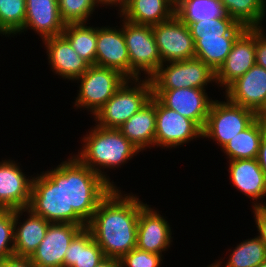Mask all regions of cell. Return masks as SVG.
Listing matches in <instances>:
<instances>
[{
	"mask_svg": "<svg viewBox=\"0 0 266 267\" xmlns=\"http://www.w3.org/2000/svg\"><path fill=\"white\" fill-rule=\"evenodd\" d=\"M112 190L99 202L87 229L105 257L121 259L136 248L140 209L145 205L135 194Z\"/></svg>",
	"mask_w": 266,
	"mask_h": 267,
	"instance_id": "1",
	"label": "cell"
},
{
	"mask_svg": "<svg viewBox=\"0 0 266 267\" xmlns=\"http://www.w3.org/2000/svg\"><path fill=\"white\" fill-rule=\"evenodd\" d=\"M68 160V161H67ZM112 187L74 155L64 161L65 223L87 227Z\"/></svg>",
	"mask_w": 266,
	"mask_h": 267,
	"instance_id": "2",
	"label": "cell"
},
{
	"mask_svg": "<svg viewBox=\"0 0 266 267\" xmlns=\"http://www.w3.org/2000/svg\"><path fill=\"white\" fill-rule=\"evenodd\" d=\"M82 139L83 148L74 156L102 177L112 188H119L110 181L104 169L119 168V166L121 168V165L128 163V160L141 151L115 128L96 125Z\"/></svg>",
	"mask_w": 266,
	"mask_h": 267,
	"instance_id": "3",
	"label": "cell"
},
{
	"mask_svg": "<svg viewBox=\"0 0 266 267\" xmlns=\"http://www.w3.org/2000/svg\"><path fill=\"white\" fill-rule=\"evenodd\" d=\"M184 23L193 37L195 58L203 61L215 73L224 64L236 39L247 29L227 14L210 20Z\"/></svg>",
	"mask_w": 266,
	"mask_h": 267,
	"instance_id": "4",
	"label": "cell"
},
{
	"mask_svg": "<svg viewBox=\"0 0 266 267\" xmlns=\"http://www.w3.org/2000/svg\"><path fill=\"white\" fill-rule=\"evenodd\" d=\"M141 79L142 77L127 79L111 99L93 116L97 123L95 125L118 129L143 108L151 100L153 91L150 79Z\"/></svg>",
	"mask_w": 266,
	"mask_h": 267,
	"instance_id": "5",
	"label": "cell"
},
{
	"mask_svg": "<svg viewBox=\"0 0 266 267\" xmlns=\"http://www.w3.org/2000/svg\"><path fill=\"white\" fill-rule=\"evenodd\" d=\"M28 209L50 223H65L64 161L33 177Z\"/></svg>",
	"mask_w": 266,
	"mask_h": 267,
	"instance_id": "6",
	"label": "cell"
},
{
	"mask_svg": "<svg viewBox=\"0 0 266 267\" xmlns=\"http://www.w3.org/2000/svg\"><path fill=\"white\" fill-rule=\"evenodd\" d=\"M119 17L123 19L120 25L129 54L130 79L140 78L143 72L144 78H150L162 64L152 26L127 21L121 15Z\"/></svg>",
	"mask_w": 266,
	"mask_h": 267,
	"instance_id": "7",
	"label": "cell"
},
{
	"mask_svg": "<svg viewBox=\"0 0 266 267\" xmlns=\"http://www.w3.org/2000/svg\"><path fill=\"white\" fill-rule=\"evenodd\" d=\"M225 100H213L202 130V138H211L221 149L258 117L253 110Z\"/></svg>",
	"mask_w": 266,
	"mask_h": 267,
	"instance_id": "8",
	"label": "cell"
},
{
	"mask_svg": "<svg viewBox=\"0 0 266 267\" xmlns=\"http://www.w3.org/2000/svg\"><path fill=\"white\" fill-rule=\"evenodd\" d=\"M127 79L115 69L89 66L88 70L75 80L80 81V87L74 106L78 109L87 108L94 116Z\"/></svg>",
	"mask_w": 266,
	"mask_h": 267,
	"instance_id": "9",
	"label": "cell"
},
{
	"mask_svg": "<svg viewBox=\"0 0 266 267\" xmlns=\"http://www.w3.org/2000/svg\"><path fill=\"white\" fill-rule=\"evenodd\" d=\"M149 79L152 90L205 89L209 83H216V73L203 61L192 58L163 63Z\"/></svg>",
	"mask_w": 266,
	"mask_h": 267,
	"instance_id": "10",
	"label": "cell"
},
{
	"mask_svg": "<svg viewBox=\"0 0 266 267\" xmlns=\"http://www.w3.org/2000/svg\"><path fill=\"white\" fill-rule=\"evenodd\" d=\"M163 63L195 58V44L189 27L176 14L168 21L152 26Z\"/></svg>",
	"mask_w": 266,
	"mask_h": 267,
	"instance_id": "11",
	"label": "cell"
},
{
	"mask_svg": "<svg viewBox=\"0 0 266 267\" xmlns=\"http://www.w3.org/2000/svg\"><path fill=\"white\" fill-rule=\"evenodd\" d=\"M200 137L202 129L193 120L165 107L156 98L155 146L172 149Z\"/></svg>",
	"mask_w": 266,
	"mask_h": 267,
	"instance_id": "12",
	"label": "cell"
},
{
	"mask_svg": "<svg viewBox=\"0 0 266 267\" xmlns=\"http://www.w3.org/2000/svg\"><path fill=\"white\" fill-rule=\"evenodd\" d=\"M152 91L153 96L165 107L193 120L203 130L213 102L212 98L210 99L207 92H205L206 89L181 88Z\"/></svg>",
	"mask_w": 266,
	"mask_h": 267,
	"instance_id": "13",
	"label": "cell"
},
{
	"mask_svg": "<svg viewBox=\"0 0 266 267\" xmlns=\"http://www.w3.org/2000/svg\"><path fill=\"white\" fill-rule=\"evenodd\" d=\"M83 229L70 223H50L44 239L30 256L35 267H63L65 251Z\"/></svg>",
	"mask_w": 266,
	"mask_h": 267,
	"instance_id": "14",
	"label": "cell"
},
{
	"mask_svg": "<svg viewBox=\"0 0 266 267\" xmlns=\"http://www.w3.org/2000/svg\"><path fill=\"white\" fill-rule=\"evenodd\" d=\"M225 98L257 115L266 107V69L252 66L225 89Z\"/></svg>",
	"mask_w": 266,
	"mask_h": 267,
	"instance_id": "15",
	"label": "cell"
},
{
	"mask_svg": "<svg viewBox=\"0 0 266 267\" xmlns=\"http://www.w3.org/2000/svg\"><path fill=\"white\" fill-rule=\"evenodd\" d=\"M21 169L11 159L0 161V210L28 208L33 177L29 179Z\"/></svg>",
	"mask_w": 266,
	"mask_h": 267,
	"instance_id": "16",
	"label": "cell"
},
{
	"mask_svg": "<svg viewBox=\"0 0 266 267\" xmlns=\"http://www.w3.org/2000/svg\"><path fill=\"white\" fill-rule=\"evenodd\" d=\"M256 28H247L234 42L224 64L216 72V84L226 89L256 64Z\"/></svg>",
	"mask_w": 266,
	"mask_h": 267,
	"instance_id": "17",
	"label": "cell"
},
{
	"mask_svg": "<svg viewBox=\"0 0 266 267\" xmlns=\"http://www.w3.org/2000/svg\"><path fill=\"white\" fill-rule=\"evenodd\" d=\"M171 227L159 211L145 204L140 209L136 248L163 255L173 242Z\"/></svg>",
	"mask_w": 266,
	"mask_h": 267,
	"instance_id": "18",
	"label": "cell"
},
{
	"mask_svg": "<svg viewBox=\"0 0 266 267\" xmlns=\"http://www.w3.org/2000/svg\"><path fill=\"white\" fill-rule=\"evenodd\" d=\"M95 65L112 68L130 79V61L122 27H97Z\"/></svg>",
	"mask_w": 266,
	"mask_h": 267,
	"instance_id": "19",
	"label": "cell"
},
{
	"mask_svg": "<svg viewBox=\"0 0 266 267\" xmlns=\"http://www.w3.org/2000/svg\"><path fill=\"white\" fill-rule=\"evenodd\" d=\"M26 14L23 28L17 33L32 29L42 41L62 35L65 23L62 21L58 0H25Z\"/></svg>",
	"mask_w": 266,
	"mask_h": 267,
	"instance_id": "20",
	"label": "cell"
},
{
	"mask_svg": "<svg viewBox=\"0 0 266 267\" xmlns=\"http://www.w3.org/2000/svg\"><path fill=\"white\" fill-rule=\"evenodd\" d=\"M228 163L229 179L235 188L254 201L253 208L266 206L260 202L266 196V175L257 159H235Z\"/></svg>",
	"mask_w": 266,
	"mask_h": 267,
	"instance_id": "21",
	"label": "cell"
},
{
	"mask_svg": "<svg viewBox=\"0 0 266 267\" xmlns=\"http://www.w3.org/2000/svg\"><path fill=\"white\" fill-rule=\"evenodd\" d=\"M42 42L52 71L61 78L74 81L88 70L90 65L75 52L63 35L46 38Z\"/></svg>",
	"mask_w": 266,
	"mask_h": 267,
	"instance_id": "22",
	"label": "cell"
},
{
	"mask_svg": "<svg viewBox=\"0 0 266 267\" xmlns=\"http://www.w3.org/2000/svg\"><path fill=\"white\" fill-rule=\"evenodd\" d=\"M23 212L29 216L21 223L19 218H22ZM49 224L28 208L14 210V255L30 257L44 239Z\"/></svg>",
	"mask_w": 266,
	"mask_h": 267,
	"instance_id": "23",
	"label": "cell"
},
{
	"mask_svg": "<svg viewBox=\"0 0 266 267\" xmlns=\"http://www.w3.org/2000/svg\"><path fill=\"white\" fill-rule=\"evenodd\" d=\"M140 151L155 147L156 97L118 128Z\"/></svg>",
	"mask_w": 266,
	"mask_h": 267,
	"instance_id": "24",
	"label": "cell"
},
{
	"mask_svg": "<svg viewBox=\"0 0 266 267\" xmlns=\"http://www.w3.org/2000/svg\"><path fill=\"white\" fill-rule=\"evenodd\" d=\"M175 8L170 0H130L118 13L127 21L153 26L170 20Z\"/></svg>",
	"mask_w": 266,
	"mask_h": 267,
	"instance_id": "25",
	"label": "cell"
},
{
	"mask_svg": "<svg viewBox=\"0 0 266 267\" xmlns=\"http://www.w3.org/2000/svg\"><path fill=\"white\" fill-rule=\"evenodd\" d=\"M104 257L91 232L83 228L66 249L63 267H95Z\"/></svg>",
	"mask_w": 266,
	"mask_h": 267,
	"instance_id": "26",
	"label": "cell"
},
{
	"mask_svg": "<svg viewBox=\"0 0 266 267\" xmlns=\"http://www.w3.org/2000/svg\"><path fill=\"white\" fill-rule=\"evenodd\" d=\"M264 127L257 117L246 129L236 136L221 149L226 154L228 161L235 159L257 158L260 143L264 135Z\"/></svg>",
	"mask_w": 266,
	"mask_h": 267,
	"instance_id": "27",
	"label": "cell"
},
{
	"mask_svg": "<svg viewBox=\"0 0 266 267\" xmlns=\"http://www.w3.org/2000/svg\"><path fill=\"white\" fill-rule=\"evenodd\" d=\"M62 35L83 60L90 66L95 65L97 27L87 26L86 22L66 24Z\"/></svg>",
	"mask_w": 266,
	"mask_h": 267,
	"instance_id": "28",
	"label": "cell"
},
{
	"mask_svg": "<svg viewBox=\"0 0 266 267\" xmlns=\"http://www.w3.org/2000/svg\"><path fill=\"white\" fill-rule=\"evenodd\" d=\"M225 14L247 28H262L266 0H219ZM263 19V20H262Z\"/></svg>",
	"mask_w": 266,
	"mask_h": 267,
	"instance_id": "29",
	"label": "cell"
},
{
	"mask_svg": "<svg viewBox=\"0 0 266 267\" xmlns=\"http://www.w3.org/2000/svg\"><path fill=\"white\" fill-rule=\"evenodd\" d=\"M266 260V245L257 237L243 240L229 255L223 267H257ZM222 260L217 261L221 266Z\"/></svg>",
	"mask_w": 266,
	"mask_h": 267,
	"instance_id": "30",
	"label": "cell"
},
{
	"mask_svg": "<svg viewBox=\"0 0 266 267\" xmlns=\"http://www.w3.org/2000/svg\"><path fill=\"white\" fill-rule=\"evenodd\" d=\"M175 14L183 22H197L221 17L225 12L219 0H182Z\"/></svg>",
	"mask_w": 266,
	"mask_h": 267,
	"instance_id": "31",
	"label": "cell"
},
{
	"mask_svg": "<svg viewBox=\"0 0 266 267\" xmlns=\"http://www.w3.org/2000/svg\"><path fill=\"white\" fill-rule=\"evenodd\" d=\"M25 0H0V35H17L25 23Z\"/></svg>",
	"mask_w": 266,
	"mask_h": 267,
	"instance_id": "32",
	"label": "cell"
},
{
	"mask_svg": "<svg viewBox=\"0 0 266 267\" xmlns=\"http://www.w3.org/2000/svg\"><path fill=\"white\" fill-rule=\"evenodd\" d=\"M59 12L65 24L87 23L99 6L97 0H58Z\"/></svg>",
	"mask_w": 266,
	"mask_h": 267,
	"instance_id": "33",
	"label": "cell"
},
{
	"mask_svg": "<svg viewBox=\"0 0 266 267\" xmlns=\"http://www.w3.org/2000/svg\"><path fill=\"white\" fill-rule=\"evenodd\" d=\"M14 255V210H0V261Z\"/></svg>",
	"mask_w": 266,
	"mask_h": 267,
	"instance_id": "34",
	"label": "cell"
},
{
	"mask_svg": "<svg viewBox=\"0 0 266 267\" xmlns=\"http://www.w3.org/2000/svg\"><path fill=\"white\" fill-rule=\"evenodd\" d=\"M163 255L134 248L120 259L121 267H161Z\"/></svg>",
	"mask_w": 266,
	"mask_h": 267,
	"instance_id": "35",
	"label": "cell"
},
{
	"mask_svg": "<svg viewBox=\"0 0 266 267\" xmlns=\"http://www.w3.org/2000/svg\"><path fill=\"white\" fill-rule=\"evenodd\" d=\"M256 64L266 69V33L262 28H256Z\"/></svg>",
	"mask_w": 266,
	"mask_h": 267,
	"instance_id": "36",
	"label": "cell"
},
{
	"mask_svg": "<svg viewBox=\"0 0 266 267\" xmlns=\"http://www.w3.org/2000/svg\"><path fill=\"white\" fill-rule=\"evenodd\" d=\"M255 224L257 225V237L266 245V206H260L253 209Z\"/></svg>",
	"mask_w": 266,
	"mask_h": 267,
	"instance_id": "37",
	"label": "cell"
},
{
	"mask_svg": "<svg viewBox=\"0 0 266 267\" xmlns=\"http://www.w3.org/2000/svg\"><path fill=\"white\" fill-rule=\"evenodd\" d=\"M0 267H35L30 257L10 256L0 261Z\"/></svg>",
	"mask_w": 266,
	"mask_h": 267,
	"instance_id": "38",
	"label": "cell"
},
{
	"mask_svg": "<svg viewBox=\"0 0 266 267\" xmlns=\"http://www.w3.org/2000/svg\"><path fill=\"white\" fill-rule=\"evenodd\" d=\"M256 159L260 165V168L262 169V171L266 175V132L264 133V135L262 137V140L260 143V148H259L258 155H257Z\"/></svg>",
	"mask_w": 266,
	"mask_h": 267,
	"instance_id": "39",
	"label": "cell"
},
{
	"mask_svg": "<svg viewBox=\"0 0 266 267\" xmlns=\"http://www.w3.org/2000/svg\"><path fill=\"white\" fill-rule=\"evenodd\" d=\"M98 4L101 6H110V7H119L118 11H122V9L129 3L130 0H97Z\"/></svg>",
	"mask_w": 266,
	"mask_h": 267,
	"instance_id": "40",
	"label": "cell"
},
{
	"mask_svg": "<svg viewBox=\"0 0 266 267\" xmlns=\"http://www.w3.org/2000/svg\"><path fill=\"white\" fill-rule=\"evenodd\" d=\"M95 267H121V264L119 259L104 257Z\"/></svg>",
	"mask_w": 266,
	"mask_h": 267,
	"instance_id": "41",
	"label": "cell"
},
{
	"mask_svg": "<svg viewBox=\"0 0 266 267\" xmlns=\"http://www.w3.org/2000/svg\"><path fill=\"white\" fill-rule=\"evenodd\" d=\"M258 117L263 124L264 131L266 132V107L258 114Z\"/></svg>",
	"mask_w": 266,
	"mask_h": 267,
	"instance_id": "42",
	"label": "cell"
},
{
	"mask_svg": "<svg viewBox=\"0 0 266 267\" xmlns=\"http://www.w3.org/2000/svg\"><path fill=\"white\" fill-rule=\"evenodd\" d=\"M207 267H220V265L216 261L215 263H212L211 265H208Z\"/></svg>",
	"mask_w": 266,
	"mask_h": 267,
	"instance_id": "43",
	"label": "cell"
},
{
	"mask_svg": "<svg viewBox=\"0 0 266 267\" xmlns=\"http://www.w3.org/2000/svg\"><path fill=\"white\" fill-rule=\"evenodd\" d=\"M175 6H177L182 0H170Z\"/></svg>",
	"mask_w": 266,
	"mask_h": 267,
	"instance_id": "44",
	"label": "cell"
},
{
	"mask_svg": "<svg viewBox=\"0 0 266 267\" xmlns=\"http://www.w3.org/2000/svg\"><path fill=\"white\" fill-rule=\"evenodd\" d=\"M257 267H266V260L262 263H260Z\"/></svg>",
	"mask_w": 266,
	"mask_h": 267,
	"instance_id": "45",
	"label": "cell"
}]
</instances>
